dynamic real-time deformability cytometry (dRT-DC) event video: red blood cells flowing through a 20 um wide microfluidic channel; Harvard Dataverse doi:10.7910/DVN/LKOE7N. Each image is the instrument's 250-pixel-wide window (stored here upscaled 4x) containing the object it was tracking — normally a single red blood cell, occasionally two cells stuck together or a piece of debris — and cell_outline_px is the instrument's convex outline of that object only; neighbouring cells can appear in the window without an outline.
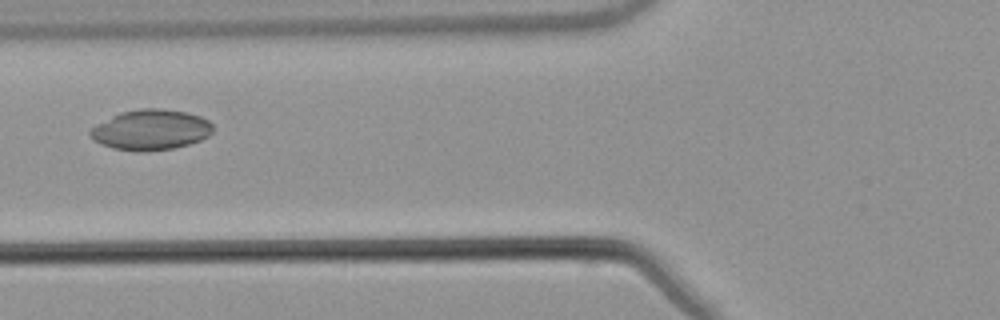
{"species": "common noctule bat (a hibernating species)", "species_latin": "Nyctalus noctula", "temperature_condition": "warm", "stored_images_in_passage": 42, "camera_frame_rate_fps": 3000, "um_per_image_px": 0.085, "animal": {"sex": "male", "body_mass_g": 21.5, "forearm_length_mm": 52.0}, "frame": {"image": 1, "passage_image": 10, "time_ms": 3.0, "image_size_px": [1000, 320], "cell_outline_px": [[212, 132], [208, 136], [200, 140], [188, 144], [172, 148], [144, 152], [136, 152], [112, 148], [96, 140], [88, 132], [96, 124], [120, 112], [140, 108], [160, 108], [188, 112], [200, 116], [208, 120], [212, 124]], "centroid_in_image_um": [12.83, 11.02], "position_along_channel_um": 113.0, "area_um2": 28.84}}
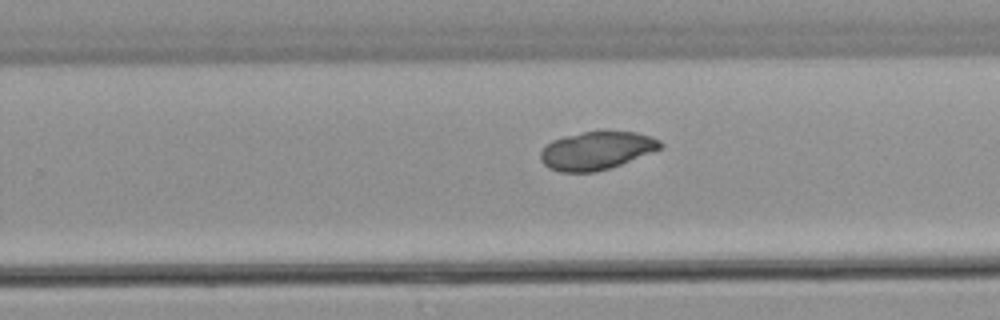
{"frame": {"image": 2, "passage_image": 23, "time_ms": 7.333, "image_size_px": [1000, 320], "cell_outline_px": [[664, 148], [620, 164], [596, 172], [560, 172], [548, 168], [540, 160], [540, 152], [552, 140], [564, 136], [604, 128], [636, 132], [660, 140], [664, 144]], "centroid_in_image_um": [50.73, 12.76], "position_along_channel_um": 279.1, "area_um2": 27.17}}
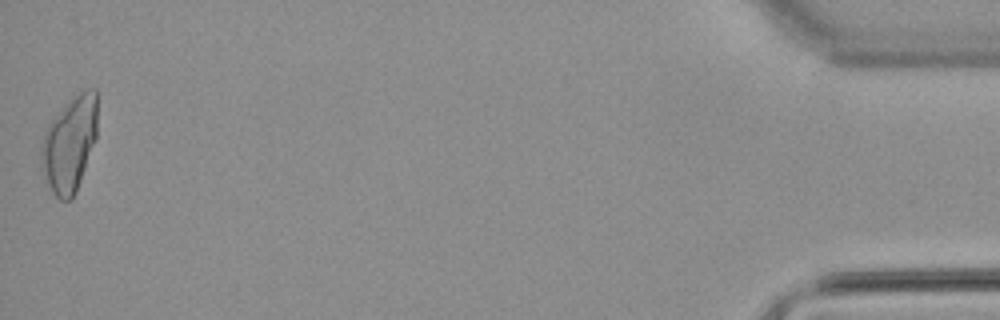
{"frame": {"image": 3, "passage_image": 42, "time_ms": 13.667, "image_size_px": [1000, 320], "cell_outline_px": [[96, 140], [76, 192], [68, 200], [60, 200], [52, 192], [40, 164], [40, 152], [44, 132], [48, 124], [64, 104], [72, 96], [88, 88], [96, 88]], "centroid_in_image_um": [5.91, 12.21], "position_along_channel_um": 429.3, "area_um2": 31.15}}